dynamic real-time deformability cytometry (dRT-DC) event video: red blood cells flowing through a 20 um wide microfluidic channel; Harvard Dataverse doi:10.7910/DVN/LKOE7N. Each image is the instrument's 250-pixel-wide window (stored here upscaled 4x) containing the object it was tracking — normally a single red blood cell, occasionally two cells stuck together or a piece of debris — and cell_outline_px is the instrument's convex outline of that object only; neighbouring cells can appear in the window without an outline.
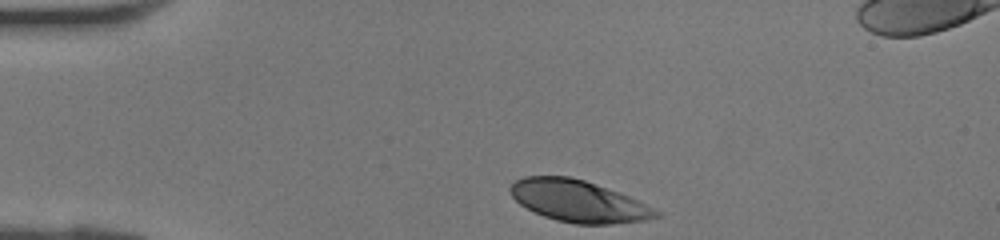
{"species": "human", "species_latin": "Homo sapiens", "temperature_condition": "room temperature", "stored_images_in_passage": 27, "camera_frame_rate_fps": 3000, "um_per_image_px": 0.085, "donor": {"sex": "female"}, "frame": {"image": 1, "passage_image": 1, "time_ms": 0.0, "image_size_px": [1000, 240], "cell_outline_px": [[660, 216], [648, 220], [612, 224], [576, 224], [556, 220], [544, 216], [520, 204], [512, 196], [508, 188], [516, 180], [524, 176], [568, 176], [584, 180], [620, 192], [660, 212]], "centroid_in_image_um": [49.16, 17.09], "position_along_channel_um": 35.8, "area_um2": 35.2}}
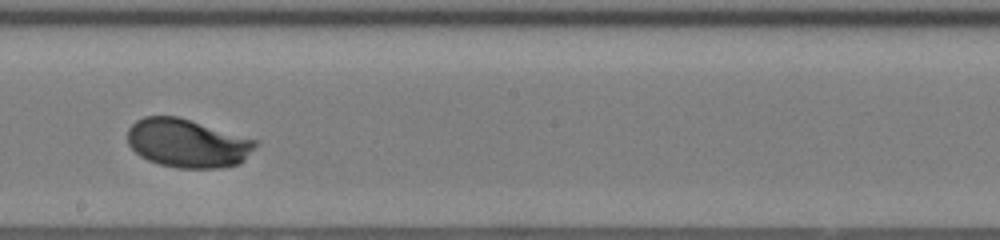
{"frame": {"image": 2, "passage_image": 16, "time_ms": 5.0, "image_size_px": [1000, 240], "cell_outline_px": [[260, 144], [240, 164], [220, 168], [176, 168], [160, 164], [148, 160], [140, 156], [128, 144], [128, 128], [136, 120], [144, 116], [176, 116], [260, 140]], "centroid_in_image_um": [15.98, 12.17], "position_along_channel_um": 232.2, "area_um2": 36.53}}
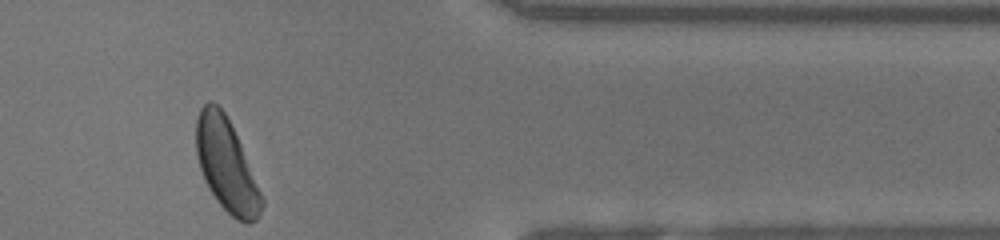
{"frame": {"image": 3, "passage_image": 27, "time_ms": 8.667, "image_size_px": [1000, 240], "cell_outline_px": [[264, 204], [260, 216], [256, 220], [248, 224], [244, 224], [236, 220], [216, 200], [208, 188], [204, 180], [196, 156], [196, 120], [200, 108], [208, 100], [212, 100], [224, 112], [240, 144], [264, 200]], "centroid_in_image_um": [19.23, 14.07], "position_along_channel_um": 392.2, "area_um2": 35.08}}